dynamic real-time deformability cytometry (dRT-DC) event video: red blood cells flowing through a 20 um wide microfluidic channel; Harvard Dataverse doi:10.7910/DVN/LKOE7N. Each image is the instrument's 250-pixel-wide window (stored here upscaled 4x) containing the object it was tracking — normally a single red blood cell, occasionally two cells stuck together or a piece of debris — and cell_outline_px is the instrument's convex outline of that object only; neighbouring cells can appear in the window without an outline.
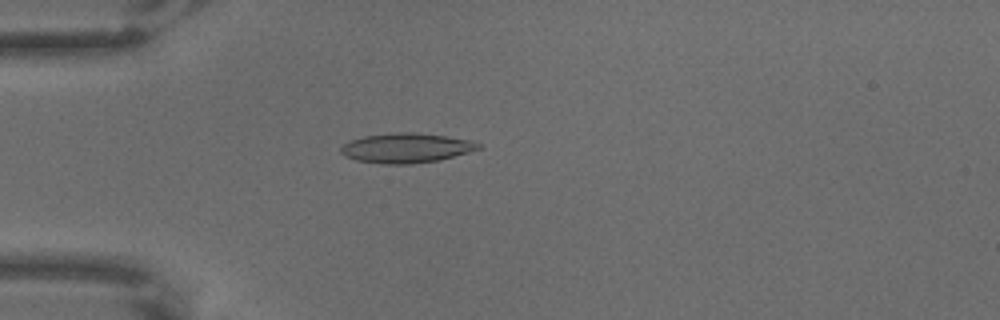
{"species": "common noctule bat (a hibernating species)", "species_latin": "Nyctalus noctula", "temperature_condition": "warm", "stored_images_in_passage": 64, "camera_frame_rate_fps": 3000, "um_per_image_px": 0.085, "animal": {"sex": "male", "body_mass_g": 18.8}, "frame": {"image": 1, "passage_image": 18, "time_ms": 5.667, "image_size_px": [1000, 320], "cell_outline_px": [[484, 148], [440, 160], [412, 164], [384, 164], [356, 160], [344, 156], [340, 152], [340, 148], [344, 144], [352, 140], [364, 136], [392, 132], [416, 132], [472, 140], [480, 144]], "centroid_in_image_um": [34.55, 12.58], "position_along_channel_um": 50.4, "area_um2": 23.99}}
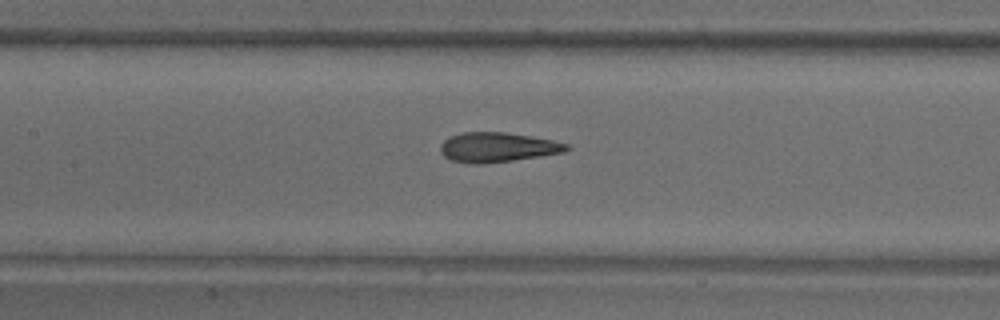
{"frame": {"image": 2, "passage_image": 30, "time_ms": 9.667, "image_size_px": [1000, 320], "cell_outline_px": [[572, 148], [564, 152], [512, 160], [484, 164], [476, 164], [452, 160], [444, 156], [440, 152], [440, 144], [444, 140], [460, 132], [504, 132], [532, 136], [552, 140], [568, 144]], "centroid_in_image_um": [42.28, 12.51], "position_along_channel_um": 165.1, "area_um2": 21.73}}
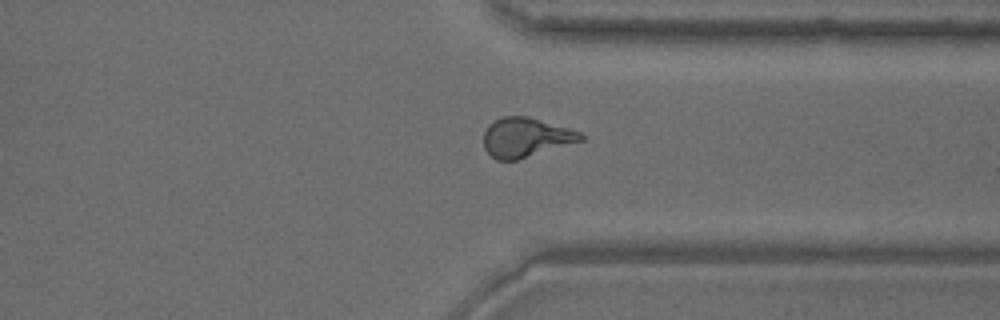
{"frame": {"image": 3, "passage_image": 49, "time_ms": 16.0, "image_size_px": [1000, 320], "cell_outline_px": [[584, 140], [516, 160], [496, 160], [484, 148], [484, 132], [488, 124], [504, 116], [528, 116], [568, 128], [580, 132], [584, 136]], "centroid_in_image_um": [44.68, 11.68], "position_along_channel_um": 366.7, "area_um2": 22.08}}